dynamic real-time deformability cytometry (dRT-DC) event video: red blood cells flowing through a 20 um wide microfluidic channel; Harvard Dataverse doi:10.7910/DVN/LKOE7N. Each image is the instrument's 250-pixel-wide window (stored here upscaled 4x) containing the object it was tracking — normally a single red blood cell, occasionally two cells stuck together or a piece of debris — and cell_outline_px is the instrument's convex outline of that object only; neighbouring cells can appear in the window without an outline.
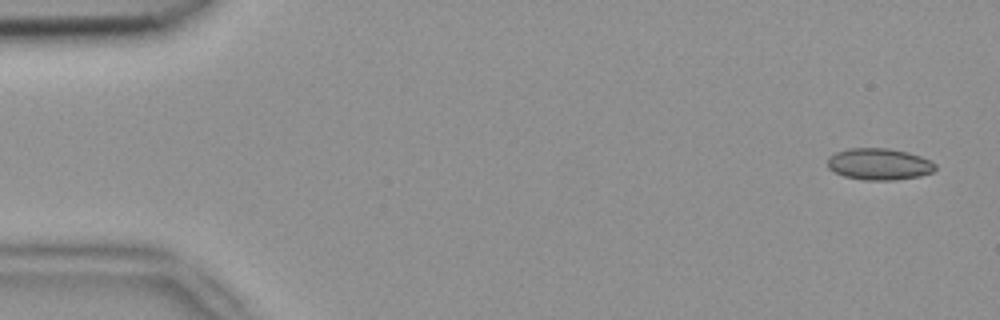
{"species": "common noctule bat (a hibernating species)", "species_latin": "Nyctalus noctula", "temperature_condition": "room temperature", "stored_images_in_passage": 4, "camera_frame_rate_fps": 3000, "um_per_image_px": 0.085, "animal": {"sex": "female", "body_mass_g": 18.4}, "frame": {"image": 1, "passage_image": 1, "time_ms": 0.0, "image_size_px": [1000, 320], "cell_outline_px": [[936, 168], [932, 172], [920, 176], [896, 180], [864, 180], [844, 176], [828, 168], [828, 156], [836, 152], [848, 148], [888, 148], [908, 152], [932, 160], [936, 164]], "centroid_in_image_um": [74.74, 13.94], "position_along_channel_um": 10.3, "area_um2": 20.0}}